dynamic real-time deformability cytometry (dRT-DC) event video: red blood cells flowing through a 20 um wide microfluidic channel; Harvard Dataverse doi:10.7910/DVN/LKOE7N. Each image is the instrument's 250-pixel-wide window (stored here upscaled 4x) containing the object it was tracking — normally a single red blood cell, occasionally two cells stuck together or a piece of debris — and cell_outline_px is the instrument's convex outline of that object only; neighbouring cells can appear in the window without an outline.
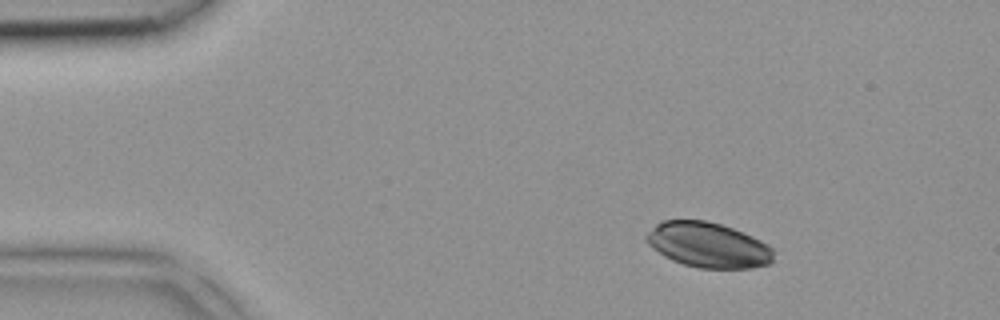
{"species": "common noctule bat (a hibernating species)", "species_latin": "Nyctalus noctula", "temperature_condition": "room temperature", "stored_images_in_passage": 2, "camera_frame_rate_fps": 3000, "um_per_image_px": 0.085, "animal": {"sex": "female", "body_mass_g": 18.4}, "frame": {"image": 1, "passage_image": 1, "time_ms": 0.0, "image_size_px": [1000, 320], "cell_outline_px": [[776, 252], [772, 260], [768, 264], [752, 268], [700, 268], [684, 264], [672, 260], [664, 256], [652, 248], [644, 240], [644, 236], [656, 224], [664, 220], [704, 220], [720, 224], [732, 228], [752, 236], [760, 240], [772, 248]], "centroid_in_image_um": [60.18, 20.82], "position_along_channel_um": 24.8, "area_um2": 33.47}}